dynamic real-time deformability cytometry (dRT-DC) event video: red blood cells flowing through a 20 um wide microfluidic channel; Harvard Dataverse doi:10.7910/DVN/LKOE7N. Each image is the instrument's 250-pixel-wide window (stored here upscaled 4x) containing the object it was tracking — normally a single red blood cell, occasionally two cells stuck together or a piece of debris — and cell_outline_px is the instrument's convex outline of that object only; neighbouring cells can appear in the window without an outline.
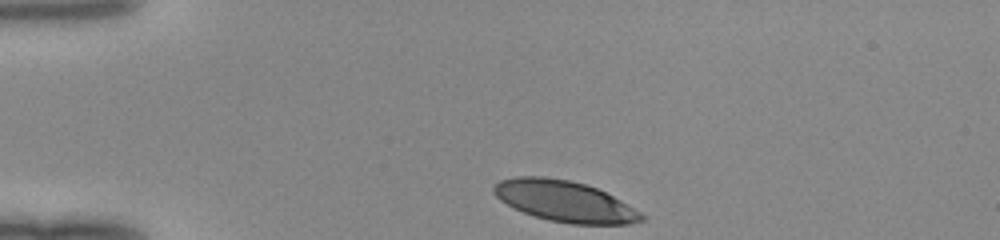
{"species": "human", "species_latin": "Homo sapiens", "temperature_condition": "room temperature", "stored_images_in_passage": 31, "camera_frame_rate_fps": 3000, "um_per_image_px": 0.085, "donor": {"sex": "female"}, "frame": {"image": 1, "passage_image": 1, "time_ms": 0.0, "image_size_px": [1000, 240], "cell_outline_px": [[644, 220], [628, 224], [572, 224], [548, 220], [524, 212], [500, 200], [492, 192], [492, 188], [500, 180], [516, 176], [544, 176], [568, 180], [584, 184], [596, 188], [620, 200], [640, 212], [644, 216]], "centroid_in_image_um": [47.97, 17.1], "position_along_channel_um": 37.0, "area_um2": 34.85}}
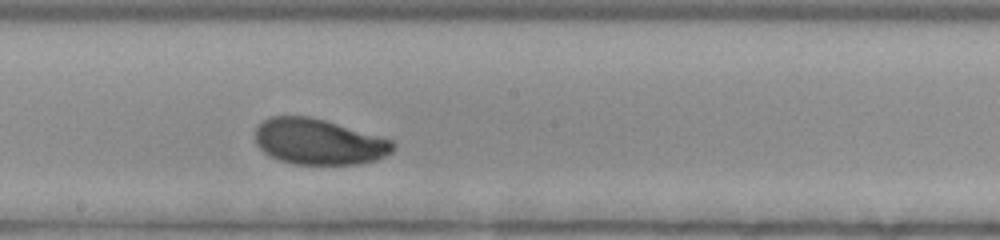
{"frame": {"image": 2, "passage_image": 18, "time_ms": 5.667, "image_size_px": [1000, 240], "cell_outline_px": [[396, 148], [392, 152], [376, 160], [360, 164], [292, 164], [268, 156], [256, 144], [256, 128], [268, 116], [308, 116], [324, 120], [392, 140], [396, 144]], "centroid_in_image_um": [27.08, 12.06], "position_along_channel_um": 221.1, "area_um2": 36.7}}
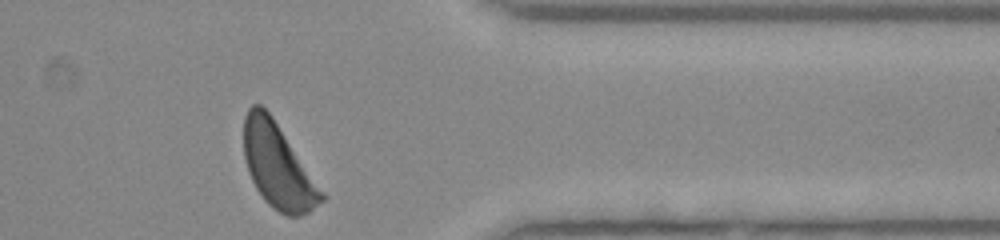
{"frame": {"image": 3, "passage_image": 31, "time_ms": 10.0, "image_size_px": [1000, 240], "cell_outline_px": [[328, 196], [324, 200], [308, 212], [296, 216], [288, 216], [272, 208], [264, 200], [256, 188], [248, 172], [244, 156], [244, 116], [248, 108], [252, 104], [260, 104], [272, 116]], "centroid_in_image_um": [23.64, 14.12], "position_along_channel_um": 387.8, "area_um2": 38.26}}